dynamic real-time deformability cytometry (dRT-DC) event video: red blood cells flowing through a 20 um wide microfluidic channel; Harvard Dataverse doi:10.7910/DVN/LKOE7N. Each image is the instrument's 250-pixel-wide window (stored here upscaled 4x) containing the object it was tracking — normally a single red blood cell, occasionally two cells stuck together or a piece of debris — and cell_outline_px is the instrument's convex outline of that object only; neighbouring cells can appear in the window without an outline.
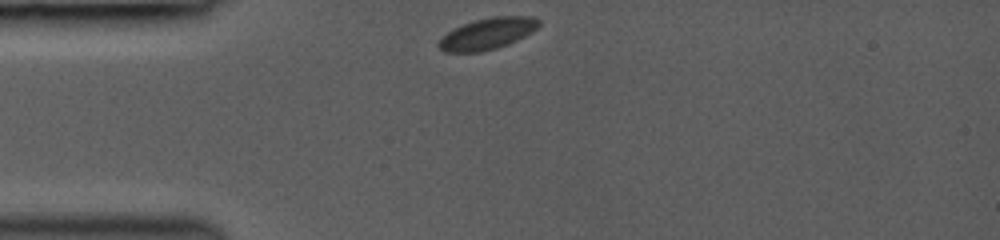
{"species": "common noctule bat (a hibernating species)", "species_latin": "Nyctalus noctula", "temperature_condition": "room temperature", "stored_images_in_passage": 26, "camera_frame_rate_fps": 3000, "um_per_image_px": 0.085, "animal": {"sex": "female", "body_mass_g": 19.0, "forearm_length_mm": 53.3}, "frame": {"image": 1, "passage_image": 1, "time_ms": 0.0, "image_size_px": [1000, 240], "cell_outline_px": [[540, 24], [532, 32], [508, 44], [496, 48], [480, 52], [444, 52], [436, 44], [452, 28], [476, 20], [492, 16], [532, 16], [540, 20]], "centroid_in_image_um": [41.44, 2.86], "position_along_channel_um": 43.6, "area_um2": 18.21}}
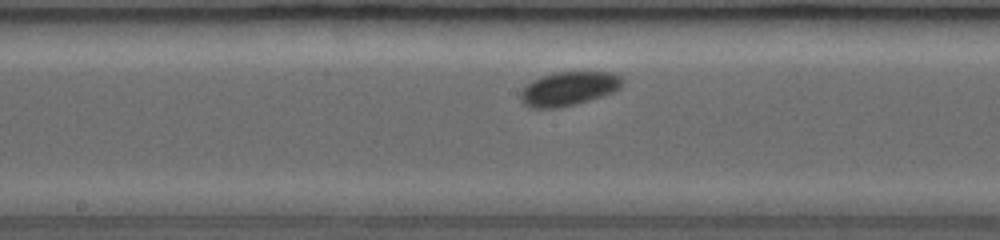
{"frame": {"image": 2, "passage_image": 12, "time_ms": 4.333, "image_size_px": [1000, 240], "cell_outline_px": [[624, 84], [616, 92], [560, 108], [528, 108], [520, 100], [520, 92], [532, 80], [540, 76], [552, 72], [612, 72], [620, 76], [624, 80]], "centroid_in_image_um": [48.35, 7.53], "position_along_channel_um": 199.9, "area_um2": 20.4}}
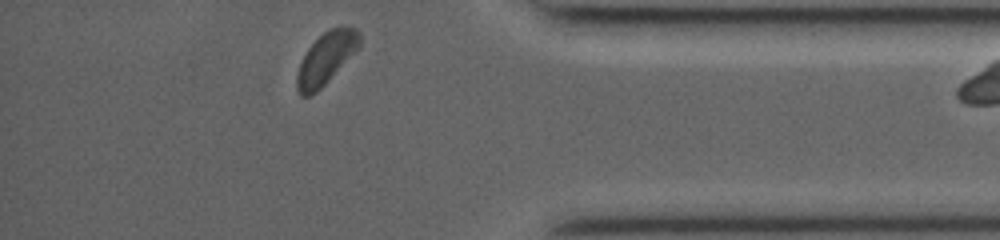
{"frame": {"image": 3, "passage_image": 25, "time_ms": 9.667, "image_size_px": [1000, 240], "cell_outline_px": [[360, 48], [316, 92], [308, 96], [300, 96], [296, 88], [296, 76], [300, 64], [308, 48], [328, 28], [340, 24], [356, 28], [360, 32]], "centroid_in_image_um": [27.75, 4.91], "position_along_channel_um": 407.5, "area_um2": 19.02}}